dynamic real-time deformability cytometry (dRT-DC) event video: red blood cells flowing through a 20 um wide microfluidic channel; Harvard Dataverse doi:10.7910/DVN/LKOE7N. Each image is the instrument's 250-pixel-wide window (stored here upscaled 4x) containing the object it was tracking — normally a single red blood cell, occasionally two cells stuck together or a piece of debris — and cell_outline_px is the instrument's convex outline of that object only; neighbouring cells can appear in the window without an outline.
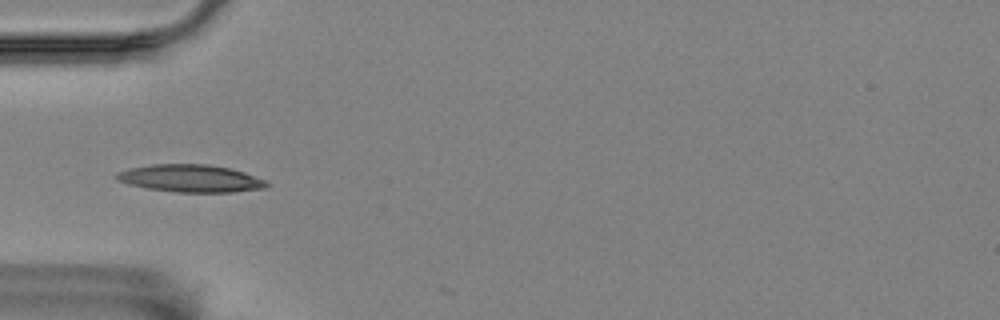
{"species": "Egyptian fruit bat (a non-hibernating species)", "species_latin": "Rousettus aegyptiacus", "temperature_condition": "room temperature", "stored_images_in_passage": 6, "camera_frame_rate_fps": 3000, "um_per_image_px": 0.085, "animal": {"sex": "female"}, "frame": {"image": 1, "passage_image": 5, "time_ms": 1.333, "image_size_px": [1000, 320], "cell_outline_px": [[268, 184], [264, 188], [232, 192], [176, 192], [148, 188], [128, 184], [120, 180], [116, 176], [116, 172], [128, 168], [152, 164], [208, 164], [232, 168], [244, 172], [264, 180]], "centroid_in_image_um": [16.19, 15.15], "position_along_channel_um": 68.8, "area_um2": 23.87}}
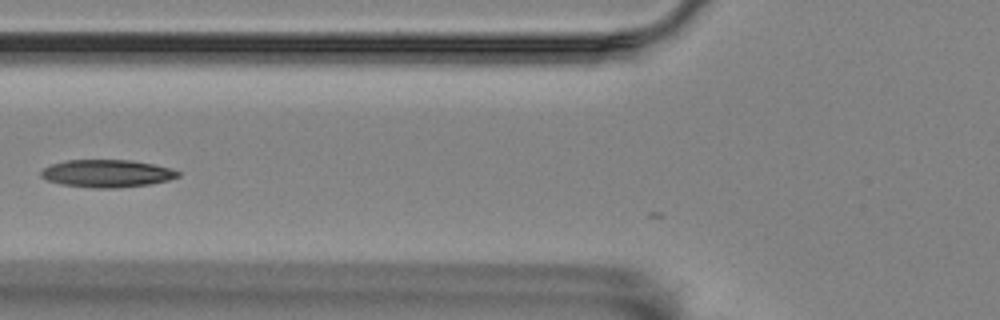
{"frame": {"image": 2, "passage_image": 6, "time_ms": 1.667, "image_size_px": [1000, 320], "cell_outline_px": [[180, 176], [168, 180], [148, 184], [116, 188], [92, 188], [60, 184], [48, 180], [40, 176], [40, 172], [44, 168], [52, 164], [68, 160], [132, 160], [152, 164], [168, 168], [180, 172]], "centroid_in_image_um": [9.07, 14.75], "position_along_channel_um": 116.7, "area_um2": 21.85}}